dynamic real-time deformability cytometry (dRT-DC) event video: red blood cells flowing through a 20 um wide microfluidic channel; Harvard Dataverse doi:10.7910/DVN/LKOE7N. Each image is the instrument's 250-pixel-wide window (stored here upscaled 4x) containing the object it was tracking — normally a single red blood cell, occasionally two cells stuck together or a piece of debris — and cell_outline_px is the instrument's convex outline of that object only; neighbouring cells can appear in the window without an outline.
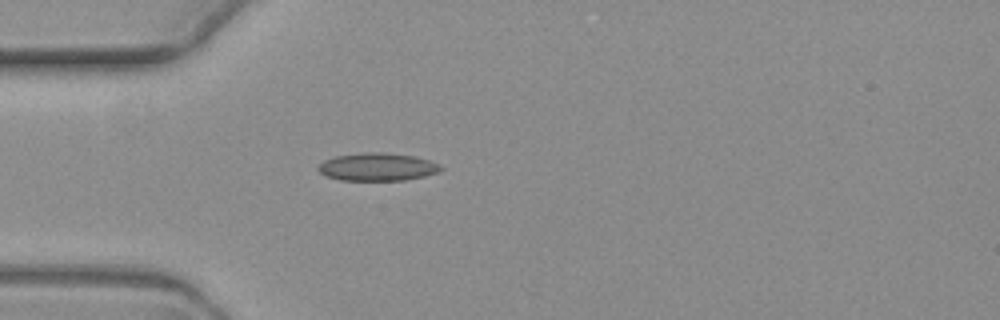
{"species": "common noctule bat (a hibernating species)", "species_latin": "Nyctalus noctula", "temperature_condition": "warm", "stored_images_in_passage": 5, "camera_frame_rate_fps": 3000, "um_per_image_px": 0.085, "animal": {"sex": "female", "body_mass_g": 19.3, "forearm_length_mm": 54.1}, "frame": {"image": 1, "passage_image": 4, "time_ms": 3.667, "image_size_px": [1000, 320], "cell_outline_px": [[444, 168], [440, 172], [424, 176], [404, 180], [340, 180], [324, 176], [316, 168], [324, 160], [336, 156], [372, 152], [376, 152], [416, 156], [440, 164]], "centroid_in_image_um": [32.09, 14.2], "position_along_channel_um": 52.9, "area_um2": 19.83}}